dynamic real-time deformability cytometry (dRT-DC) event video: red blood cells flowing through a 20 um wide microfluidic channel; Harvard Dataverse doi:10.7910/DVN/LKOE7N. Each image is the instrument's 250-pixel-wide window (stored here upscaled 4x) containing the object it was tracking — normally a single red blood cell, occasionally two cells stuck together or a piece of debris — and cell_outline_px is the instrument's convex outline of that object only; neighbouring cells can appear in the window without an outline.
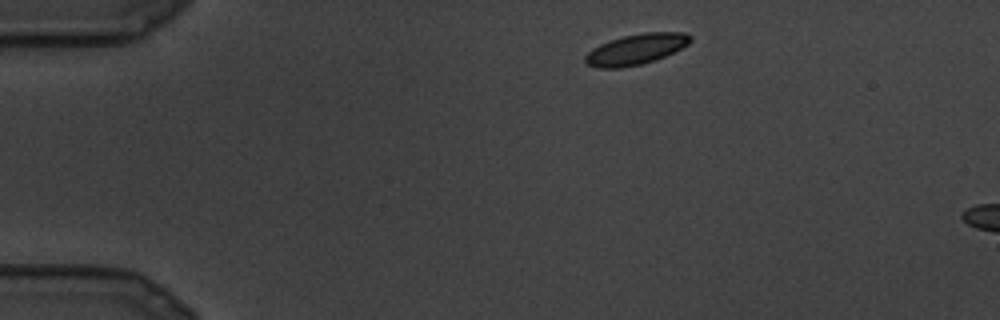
{"species": "common noctule bat (a hibernating species)", "species_latin": "Nyctalus noctula", "temperature_condition": "cold", "stored_images_in_passage": 3, "camera_frame_rate_fps": 3000, "um_per_image_px": 0.085, "animal": {"sex": "male", "body_mass_g": 19.5, "forearm_length_mm": 54.6}, "frame": {"image": 1, "passage_image": 1, "time_ms": 0.0, "image_size_px": [1000, 320], "cell_outline_px": [[692, 40], [688, 44], [664, 56], [640, 64], [620, 68], [600, 68], [588, 64], [584, 60], [584, 56], [592, 48], [600, 44], [624, 36], [644, 32], [684, 32], [692, 36]], "centroid_in_image_um": [54.05, 4.17], "position_along_channel_um": 30.9, "area_um2": 18.44}}